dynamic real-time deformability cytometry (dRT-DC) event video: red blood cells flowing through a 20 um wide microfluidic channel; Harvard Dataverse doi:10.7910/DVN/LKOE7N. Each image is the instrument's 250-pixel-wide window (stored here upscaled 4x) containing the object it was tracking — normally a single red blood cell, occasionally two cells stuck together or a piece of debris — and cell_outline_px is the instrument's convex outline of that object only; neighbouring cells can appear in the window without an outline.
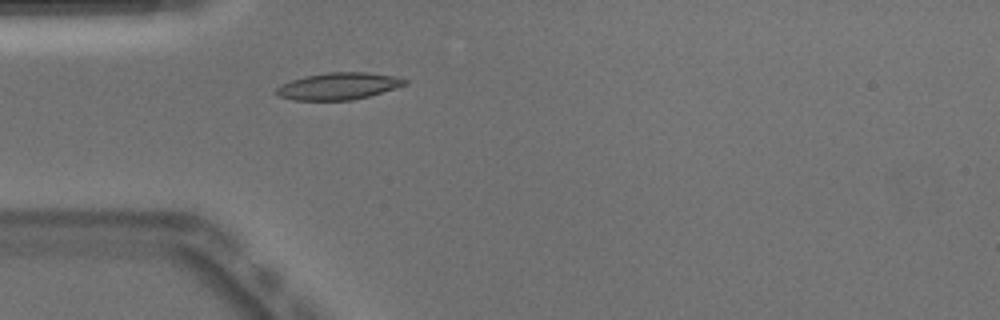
{"species": "Egyptian fruit bat (a non-hibernating species)", "species_latin": "Rousettus aegyptiacus", "temperature_condition": "warm", "stored_images_in_passage": 33, "camera_frame_rate_fps": 3000, "um_per_image_px": 0.085, "animal": {"sex": "male"}, "frame": {"image": 1, "passage_image": 1, "time_ms": 0.0, "image_size_px": [1000, 320], "cell_outline_px": [[408, 84], [396, 88], [368, 96], [352, 100], [292, 100], [280, 96], [276, 92], [276, 88], [280, 84], [304, 76], [328, 72], [368, 72], [396, 76], [408, 80]], "centroid_in_image_um": [28.79, 7.31], "position_along_channel_um": 56.2, "area_um2": 20.23}}
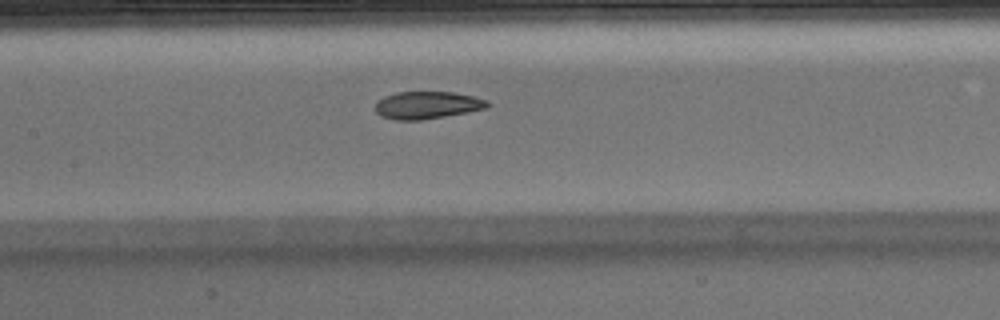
{"frame": {"image": 2, "passage_image": 10, "time_ms": 3.0, "image_size_px": [1000, 320], "cell_outline_px": [[492, 104], [488, 108], [468, 112], [420, 120], [396, 120], [380, 116], [376, 112], [376, 100], [384, 96], [396, 92], [452, 92], [472, 96], [488, 100]], "centroid_in_image_um": [36.31, 8.93], "position_along_channel_um": 171.1, "area_um2": 18.03}, "authors_computed_cell_mechanics": {"area_um2": 19.2474, "velocity_mm_per_s": 3.9137, "shape_relaxation_time_tau1_ms": 8.1141, "shape_relaxation_time_tau2_ms": 1.6387, "deformation_change_tau1": 0.2334, "deformation_change_tau2": 0.059}}